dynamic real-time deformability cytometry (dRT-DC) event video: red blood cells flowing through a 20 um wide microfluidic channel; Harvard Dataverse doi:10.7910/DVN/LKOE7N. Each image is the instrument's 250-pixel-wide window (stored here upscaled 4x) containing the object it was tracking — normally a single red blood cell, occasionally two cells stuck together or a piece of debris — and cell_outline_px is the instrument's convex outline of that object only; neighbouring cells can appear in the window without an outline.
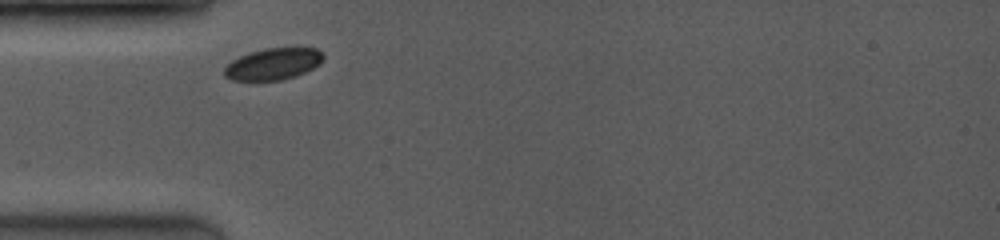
{"species": "common noctule bat (a hibernating species)", "species_latin": "Nyctalus noctula", "temperature_condition": "room temperature", "stored_images_in_passage": 15, "camera_frame_rate_fps": 3500, "um_per_image_px": 0.085, "animal": {"sex": "female", "body_mass_g": 19.0, "forearm_length_mm": 53.3}, "frame": {"image": 1, "passage_image": 1, "time_ms": 0.0, "image_size_px": [1000, 240], "cell_outline_px": [[324, 56], [320, 64], [296, 76], [280, 80], [232, 80], [224, 76], [224, 68], [232, 60], [240, 56], [264, 48], [316, 48], [324, 52]], "centroid_in_image_um": [23.23, 5.43], "position_along_channel_um": 61.8, "area_um2": 18.15}}
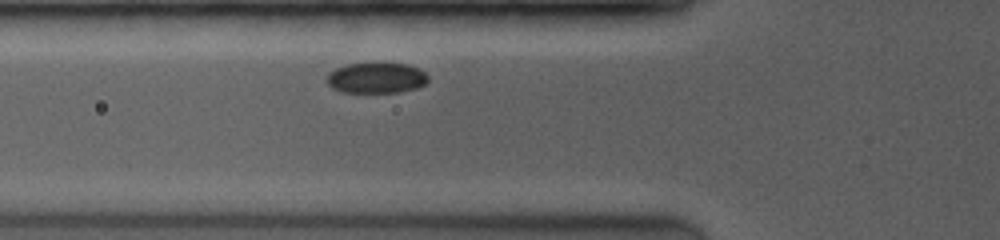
{"frame": {"image": 2, "passage_image": 3, "time_ms": 0.857, "image_size_px": [1000, 240], "cell_outline_px": [[428, 80], [424, 84], [416, 88], [400, 92], [344, 92], [332, 88], [328, 84], [328, 72], [336, 68], [348, 64], [408, 64], [420, 68], [428, 76]], "centroid_in_image_um": [32.01, 6.63], "position_along_channel_um": 93.8, "area_um2": 17.86}}
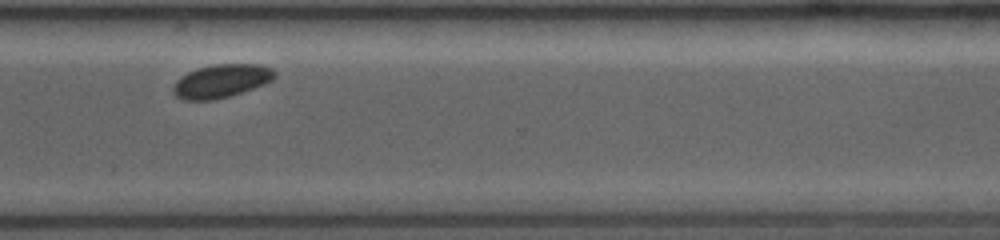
{"frame": {"image": 3, "passage_image": 13, "time_ms": 7.429, "image_size_px": [1000, 240], "cell_outline_px": [[276, 76], [272, 80], [264, 84], [216, 100], [184, 100], [176, 96], [172, 92], [172, 88], [176, 80], [180, 76], [196, 68], [212, 64], [260, 64], [272, 68], [276, 72]], "centroid_in_image_um": [18.79, 6.87], "position_along_channel_um": 351.8, "area_um2": 19.83}, "authors_computed_cell_mechanics": {"area_um2": 19.9988, "velocity_mm_per_s": 3.9211, "shape_relaxation_time_tau1_ms": 0.648, "shape_relaxation_time_tau2_ms": null, "deformation_change_tau1": 0.0476, "deformation_change_tau2": null}}